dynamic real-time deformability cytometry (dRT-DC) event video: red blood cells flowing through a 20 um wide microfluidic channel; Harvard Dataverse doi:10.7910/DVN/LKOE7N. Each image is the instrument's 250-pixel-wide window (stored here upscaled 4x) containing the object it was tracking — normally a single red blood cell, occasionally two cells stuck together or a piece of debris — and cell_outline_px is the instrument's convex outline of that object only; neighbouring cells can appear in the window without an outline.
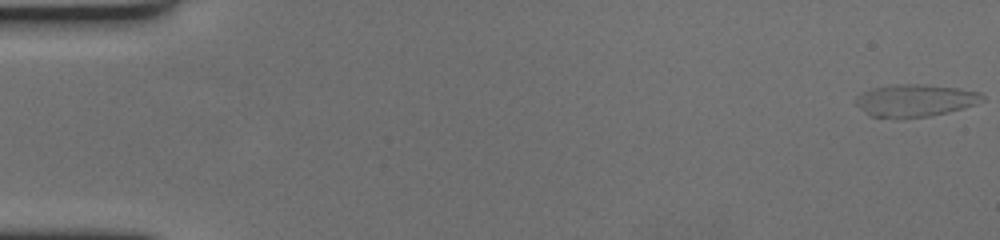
{"species": "human", "species_latin": "Homo sapiens", "temperature_condition": "cold", "stored_images_in_passage": 60, "camera_frame_rate_fps": 3000, "um_per_image_px": 0.085, "donor": {"sex": "female"}, "frame": {"image": 1, "passage_image": 1, "time_ms": 0.0, "image_size_px": [1000, 240], "cell_outline_px": [[984, 100], [976, 104], [964, 108], [948, 112], [928, 116], [896, 120], [868, 116], [852, 100], [860, 92], [872, 88], [892, 84], [924, 84], [960, 88], [980, 92], [984, 96]], "centroid_in_image_um": [77.72, 8.55], "position_along_channel_um": 7.3, "area_um2": 24.62}}
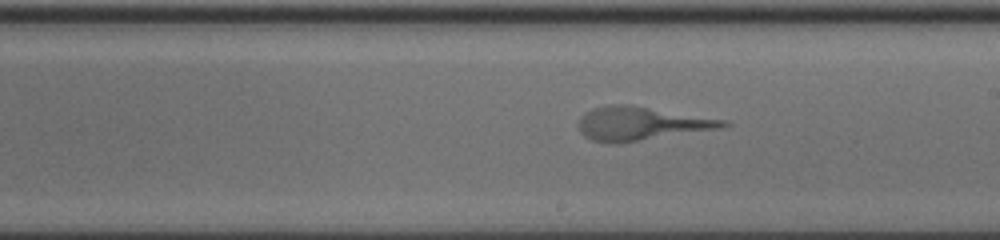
{"frame": {"image": 2, "passage_image": 35, "time_ms": 11.333, "image_size_px": [1000, 240], "cell_outline_px": [[732, 124], [724, 128], [620, 144], [608, 144], [592, 140], [584, 136], [580, 132], [576, 124], [580, 116], [584, 112], [592, 108], [608, 104], [624, 104], [728, 120]], "centroid_in_image_um": [54.47, 10.52], "position_along_channel_um": 234.5, "area_um2": 28.84}}
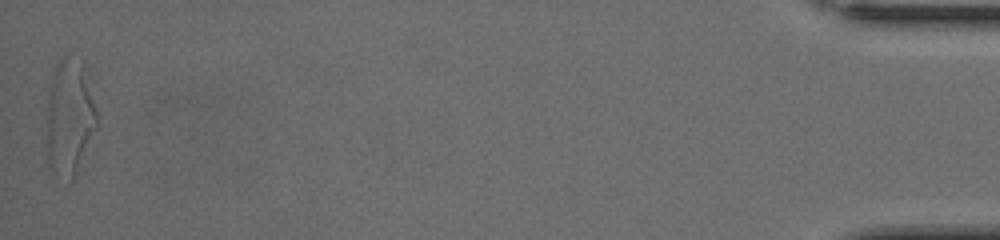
{"frame": {"image": 3, "passage_image": 60, "time_ms": 19.667, "image_size_px": [1000, 240], "cell_outline_px": [[96, 128], [76, 172], [72, 180], [52, 176], [48, 168], [48, 92], [52, 76], [56, 64], [64, 56], [84, 60], [96, 108]], "centroid_in_image_um": [5.91, 9.96], "position_along_channel_um": 429.3, "area_um2": 33.87}}